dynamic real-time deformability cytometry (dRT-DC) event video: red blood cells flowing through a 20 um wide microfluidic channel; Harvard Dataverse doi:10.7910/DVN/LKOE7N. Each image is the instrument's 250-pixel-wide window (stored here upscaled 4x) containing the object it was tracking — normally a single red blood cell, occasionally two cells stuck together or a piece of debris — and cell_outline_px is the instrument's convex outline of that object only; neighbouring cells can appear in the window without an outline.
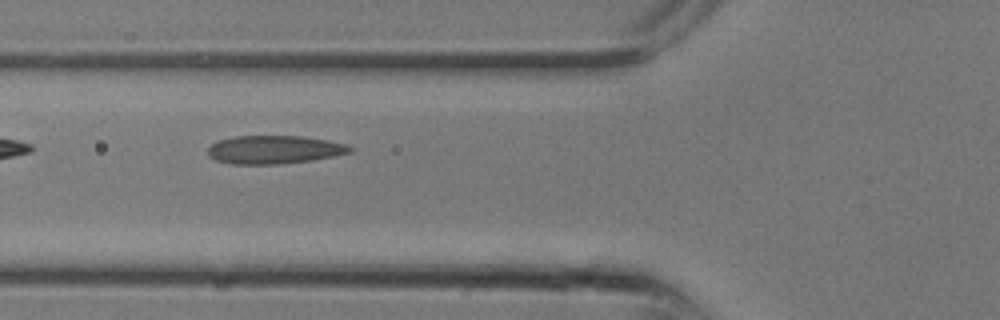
{"species": "common noctule bat (a hibernating species)", "species_latin": "Nyctalus noctula", "temperature_condition": "room temperature", "stored_images_in_passage": 6, "camera_frame_rate_fps": 3000, "um_per_image_px": 0.085, "animal": {"sex": "male", "body_mass_g": 13.3}, "frame": {"image": 1, "passage_image": 3, "time_ms": 0.667, "image_size_px": [1000, 320], "cell_outline_px": [[356, 148], [352, 152], [312, 160], [280, 164], [232, 164], [216, 160], [208, 156], [208, 148], [212, 144], [220, 140], [236, 136], [304, 136], [328, 140], [344, 144]], "centroid_in_image_um": [23.33, 12.72], "position_along_channel_um": 102.5, "area_um2": 23.41}}
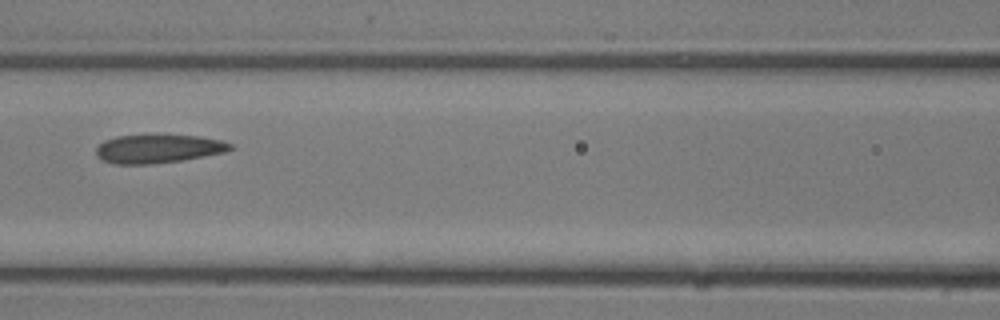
{"frame": {"image": 2, "passage_image": 5, "time_ms": 1.333, "image_size_px": [1000, 320], "cell_outline_px": [[236, 148], [224, 152], [184, 160], [152, 164], [112, 164], [100, 160], [96, 156], [96, 148], [104, 140], [116, 136], [200, 136], [224, 140], [232, 144]], "centroid_in_image_um": [13.46, 12.66], "position_along_channel_um": 153.1, "area_um2": 22.37}}